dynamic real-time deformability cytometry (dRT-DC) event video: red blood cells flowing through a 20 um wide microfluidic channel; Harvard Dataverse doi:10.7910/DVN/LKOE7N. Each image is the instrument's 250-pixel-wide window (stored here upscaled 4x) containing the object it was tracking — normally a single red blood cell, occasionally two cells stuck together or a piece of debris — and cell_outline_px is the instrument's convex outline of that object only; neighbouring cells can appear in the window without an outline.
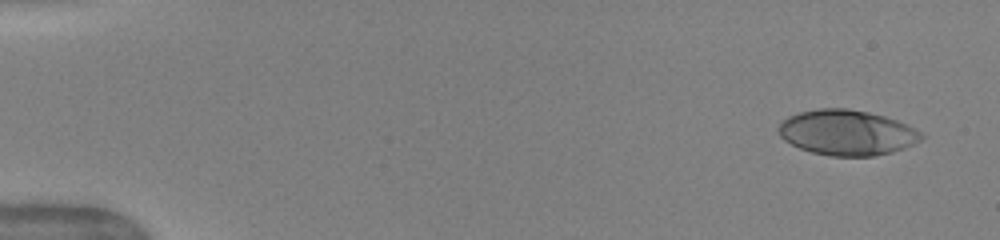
{"species": "human", "species_latin": "Homo sapiens", "temperature_condition": "warm", "stored_images_in_passage": 49, "camera_frame_rate_fps": 3000, "um_per_image_px": 0.085, "donor": {"sex": "female"}, "frame": {"image": 1, "passage_image": 1, "time_ms": 0.0, "image_size_px": [1000, 240], "cell_outline_px": [[924, 136], [920, 140], [904, 148], [892, 152], [872, 156], [832, 156], [812, 152], [800, 148], [784, 140], [780, 136], [776, 128], [788, 116], [800, 112], [820, 108], [848, 108], [868, 112], [884, 116], [896, 120], [916, 128], [924, 132]], "centroid_in_image_um": [72.0, 11.27], "position_along_channel_um": 13.0, "area_um2": 37.74}}
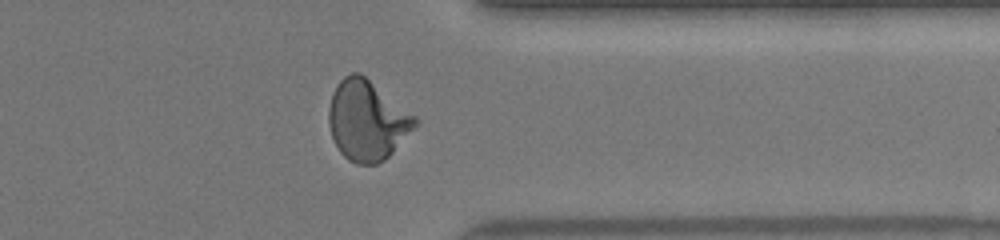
{"frame": {"image": 2, "passage_image": 39, "time_ms": 12.667, "image_size_px": [1000, 240], "cell_outline_px": [[420, 120], [392, 152], [384, 160], [376, 164], [356, 164], [348, 160], [340, 152], [332, 136], [328, 124], [328, 108], [332, 92], [336, 84], [344, 76], [352, 72], [360, 72], [416, 116]], "centroid_in_image_um": [31.17, 10.21], "position_along_channel_um": 380.2, "area_um2": 40.11}}
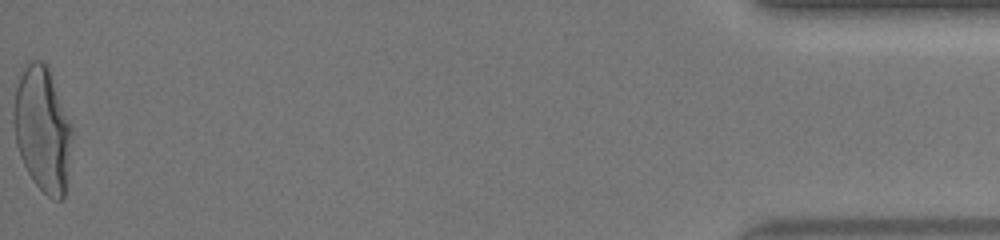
{"frame": {"image": 3, "passage_image": 49, "time_ms": 16.0, "image_size_px": [1000, 240], "cell_outline_px": [[72, 132], [64, 196], [60, 200], [52, 200], [36, 184], [28, 172], [20, 156], [16, 144], [12, 120], [12, 112], [16, 88], [20, 76], [28, 64], [32, 60], [40, 60], [48, 68], [72, 124]], "centroid_in_image_um": [3.59, 11.0], "position_along_channel_um": 431.6, "area_um2": 41.96}, "authors_computed_cell_mechanics": {"area_um2": 38.0902, "velocity_mm_per_s": 4.0237, "shape_relaxation_time_tau1_ms": 5.0577, "shape_relaxation_time_tau2_ms": null, "deformation_change_tau1": 0.247, "deformation_change_tau2": null}}